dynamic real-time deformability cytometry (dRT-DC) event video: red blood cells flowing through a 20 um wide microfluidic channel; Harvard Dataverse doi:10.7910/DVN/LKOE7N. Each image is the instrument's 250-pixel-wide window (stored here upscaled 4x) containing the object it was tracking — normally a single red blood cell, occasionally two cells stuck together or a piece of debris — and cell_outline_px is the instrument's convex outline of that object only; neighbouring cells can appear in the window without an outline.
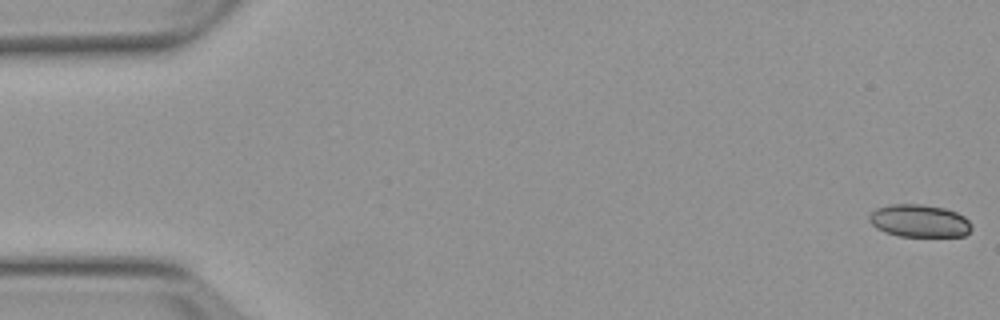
{"species": "Egyptian fruit bat (a non-hibernating species)", "species_latin": "Rousettus aegyptiacus", "temperature_condition": "warm", "stored_images_in_passage": 3, "camera_frame_rate_fps": 3000, "um_per_image_px": 0.085, "animal": {"sex": "female"}, "frame": {"image": 1, "passage_image": 1, "time_ms": 0.0, "image_size_px": [1000, 320], "cell_outline_px": [[972, 228], [964, 236], [900, 236], [884, 232], [876, 228], [868, 220], [868, 216], [876, 208], [892, 204], [920, 204], [944, 208], [956, 212], [964, 216], [972, 224]], "centroid_in_image_um": [78.14, 18.77], "position_along_channel_um": 6.9, "area_um2": 19.48}}